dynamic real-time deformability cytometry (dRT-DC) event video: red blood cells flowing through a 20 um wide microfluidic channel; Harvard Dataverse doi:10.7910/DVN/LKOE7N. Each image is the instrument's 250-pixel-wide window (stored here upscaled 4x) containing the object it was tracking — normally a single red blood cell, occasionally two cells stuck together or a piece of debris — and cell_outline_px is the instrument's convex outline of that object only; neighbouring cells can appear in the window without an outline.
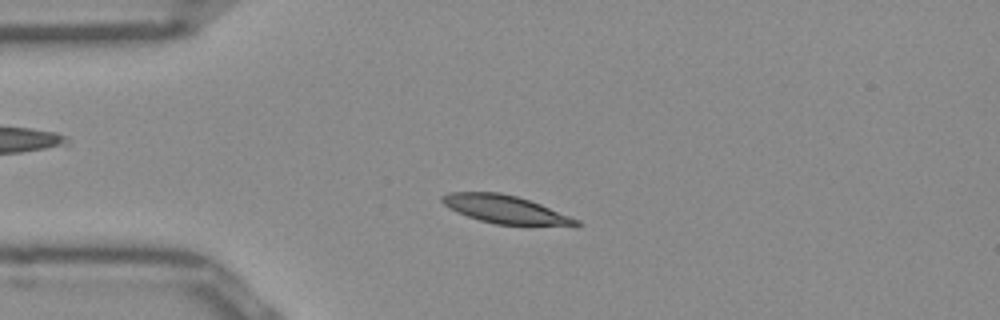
{"species": "Egyptian fruit bat (a non-hibernating species)", "species_latin": "Rousettus aegyptiacus", "temperature_condition": "room temperature", "stored_images_in_passage": 49, "camera_frame_rate_fps": 3000, "um_per_image_px": 0.085, "frame": {"image": 1, "passage_image": 10, "time_ms": 3.0, "image_size_px": [1000, 320], "cell_outline_px": [[584, 224], [576, 228], [496, 224], [480, 220], [456, 212], [448, 208], [440, 200], [440, 196], [448, 192], [500, 192], [516, 196], [540, 204], [580, 220]], "centroid_in_image_um": [43.06, 17.84], "position_along_channel_um": 41.9, "area_um2": 22.6}}
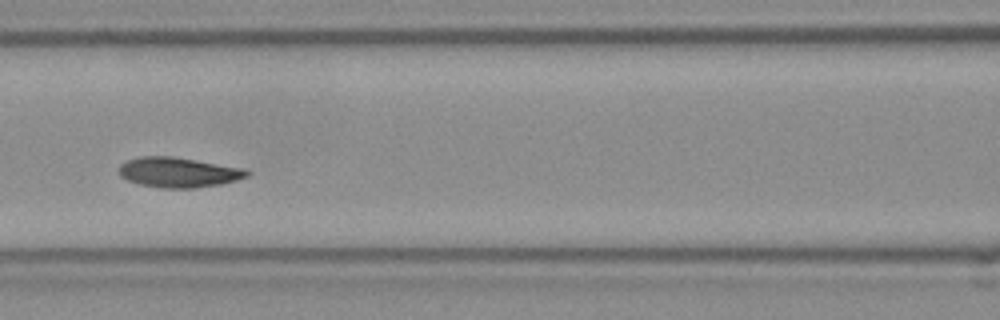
{"frame": {"image": 2, "passage_image": 20, "time_ms": 6.333, "image_size_px": [1000, 320], "cell_outline_px": [[252, 172], [248, 176], [236, 180], [220, 184], [196, 188], [160, 188], [140, 184], [128, 180], [120, 176], [120, 164], [128, 160], [140, 156], [172, 156], [248, 168]], "centroid_in_image_um": [15.23, 14.64], "position_along_channel_um": 151.4, "area_um2": 22.6}}
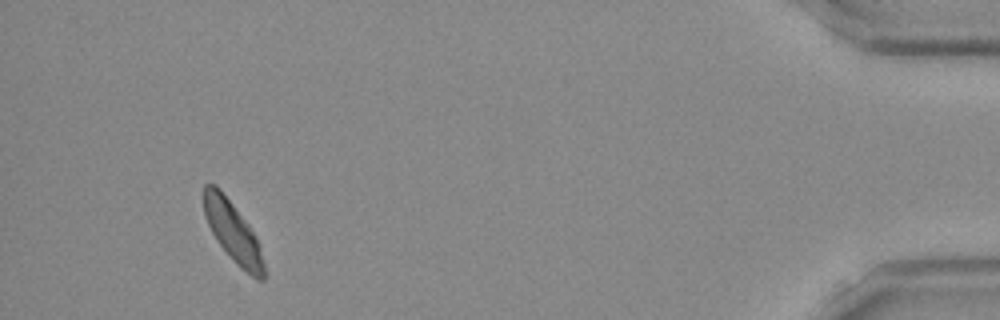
{"frame": {"image": 3, "passage_image": 46, "time_ms": 15.0, "image_size_px": [1000, 320], "cell_outline_px": [[264, 280], [256, 280], [240, 268], [236, 264], [216, 240], [208, 224], [204, 212], [204, 184], [216, 184], [220, 188], [256, 236], [260, 244], [264, 264]], "centroid_in_image_um": [19.81, 19.74], "position_along_channel_um": 415.4, "area_um2": 20.92}, "authors_computed_cell_mechanics": {"area_um2": 21.9062, "velocity_mm_per_s": 3.9008, "shape_relaxation_time_tau1_ms": 1.9888, "shape_relaxation_time_tau2_ms": null, "deformation_change_tau1": 0.0889, "deformation_change_tau2": null}}